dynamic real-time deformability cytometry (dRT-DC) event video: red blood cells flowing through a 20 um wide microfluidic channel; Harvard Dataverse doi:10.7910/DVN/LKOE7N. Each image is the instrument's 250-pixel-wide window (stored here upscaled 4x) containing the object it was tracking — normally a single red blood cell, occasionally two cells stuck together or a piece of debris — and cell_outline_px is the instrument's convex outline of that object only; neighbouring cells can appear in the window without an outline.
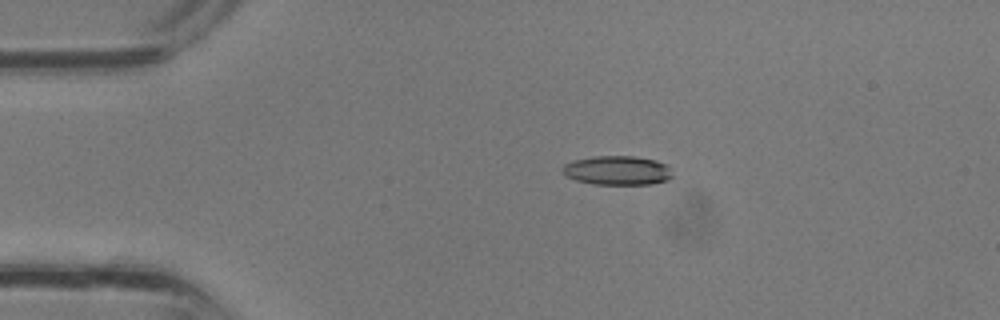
{"species": "common noctule bat (a hibernating species)", "species_latin": "Nyctalus noctula", "temperature_condition": "room temperature", "stored_images_in_passage": 7, "camera_frame_rate_fps": 3000, "um_per_image_px": 0.085, "animal": {"sex": "male", "body_mass_g": 13.3}, "frame": {"image": 1, "passage_image": 4, "time_ms": 1.0, "image_size_px": [1000, 320], "cell_outline_px": [[672, 176], [668, 180], [652, 184], [592, 184], [576, 180], [564, 176], [560, 168], [564, 164], [572, 160], [592, 156], [636, 156], [656, 160], [668, 164]], "centroid_in_image_um": [52.44, 14.48], "position_along_channel_um": 32.6, "area_um2": 19.02}}